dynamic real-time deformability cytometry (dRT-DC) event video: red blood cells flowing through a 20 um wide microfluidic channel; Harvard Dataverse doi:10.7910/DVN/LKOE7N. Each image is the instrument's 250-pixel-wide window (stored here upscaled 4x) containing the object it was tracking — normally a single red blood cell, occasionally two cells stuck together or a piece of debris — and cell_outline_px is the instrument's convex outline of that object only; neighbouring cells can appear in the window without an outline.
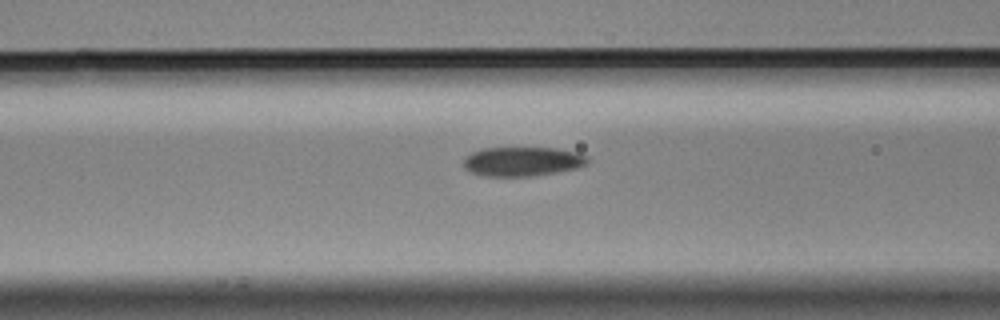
{"species": "Egyptian fruit bat (a non-hibernating species)", "species_latin": "Rousettus aegyptiacus", "temperature_condition": "cold", "stored_images_in_passage": 18, "camera_frame_rate_fps": 3000, "um_per_image_px": 0.085, "animal": {"sex": "male"}, "frame": {"image": 1, "passage_image": 13, "time_ms": 4.0, "image_size_px": [1000, 320], "cell_outline_px": [[588, 164], [576, 168], [556, 172], [532, 176], [480, 176], [468, 172], [464, 168], [464, 156], [472, 152], [484, 148], [556, 148], [576, 152], [588, 156]], "centroid_in_image_um": [44.37, 13.73], "position_along_channel_um": 122.2, "area_um2": 21.33}}
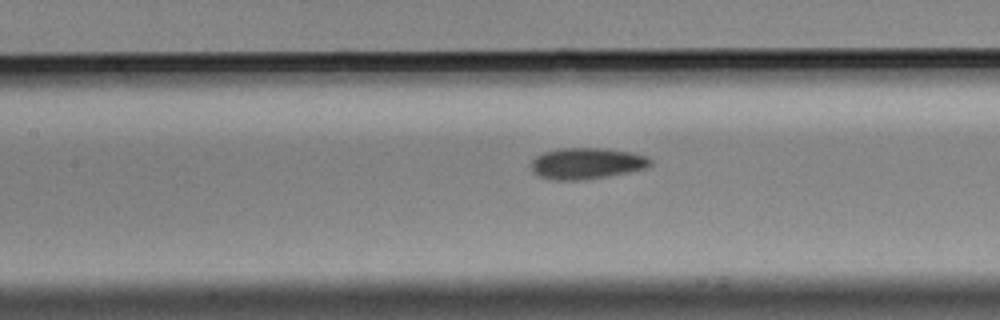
{"frame": {"image": 2, "passage_image": 16, "time_ms": 5.0, "image_size_px": [1000, 320], "cell_outline_px": [[652, 164], [648, 168], [608, 176], [584, 180], [552, 180], [540, 176], [532, 172], [532, 160], [536, 156], [544, 152], [560, 148], [608, 148], [632, 152], [648, 156], [652, 160]], "centroid_in_image_um": [49.91, 13.88], "position_along_channel_um": 157.5, "area_um2": 21.96}}